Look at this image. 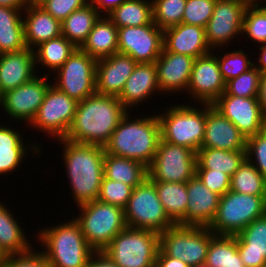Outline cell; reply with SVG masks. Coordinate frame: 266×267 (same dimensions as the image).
<instances>
[{
  "mask_svg": "<svg viewBox=\"0 0 266 267\" xmlns=\"http://www.w3.org/2000/svg\"><path fill=\"white\" fill-rule=\"evenodd\" d=\"M137 62L128 55L116 53L97 60L96 93L119 97Z\"/></svg>",
  "mask_w": 266,
  "mask_h": 267,
  "instance_id": "obj_21",
  "label": "cell"
},
{
  "mask_svg": "<svg viewBox=\"0 0 266 267\" xmlns=\"http://www.w3.org/2000/svg\"><path fill=\"white\" fill-rule=\"evenodd\" d=\"M107 16L117 28L152 24V0H126Z\"/></svg>",
  "mask_w": 266,
  "mask_h": 267,
  "instance_id": "obj_35",
  "label": "cell"
},
{
  "mask_svg": "<svg viewBox=\"0 0 266 267\" xmlns=\"http://www.w3.org/2000/svg\"><path fill=\"white\" fill-rule=\"evenodd\" d=\"M158 91L160 88L155 63H137L118 98L128 110Z\"/></svg>",
  "mask_w": 266,
  "mask_h": 267,
  "instance_id": "obj_26",
  "label": "cell"
},
{
  "mask_svg": "<svg viewBox=\"0 0 266 267\" xmlns=\"http://www.w3.org/2000/svg\"><path fill=\"white\" fill-rule=\"evenodd\" d=\"M101 14L88 3L82 8L73 11L63 22L62 35L76 48H80L94 27Z\"/></svg>",
  "mask_w": 266,
  "mask_h": 267,
  "instance_id": "obj_32",
  "label": "cell"
},
{
  "mask_svg": "<svg viewBox=\"0 0 266 267\" xmlns=\"http://www.w3.org/2000/svg\"><path fill=\"white\" fill-rule=\"evenodd\" d=\"M266 214V196L229 190L220 196L216 215L208 226L215 235L234 236L255 219Z\"/></svg>",
  "mask_w": 266,
  "mask_h": 267,
  "instance_id": "obj_6",
  "label": "cell"
},
{
  "mask_svg": "<svg viewBox=\"0 0 266 267\" xmlns=\"http://www.w3.org/2000/svg\"><path fill=\"white\" fill-rule=\"evenodd\" d=\"M0 6H6L13 9L24 10L26 7L25 0H0Z\"/></svg>",
  "mask_w": 266,
  "mask_h": 267,
  "instance_id": "obj_55",
  "label": "cell"
},
{
  "mask_svg": "<svg viewBox=\"0 0 266 267\" xmlns=\"http://www.w3.org/2000/svg\"><path fill=\"white\" fill-rule=\"evenodd\" d=\"M218 1L238 2L245 5L246 7L256 6L258 3V0H218Z\"/></svg>",
  "mask_w": 266,
  "mask_h": 267,
  "instance_id": "obj_56",
  "label": "cell"
},
{
  "mask_svg": "<svg viewBox=\"0 0 266 267\" xmlns=\"http://www.w3.org/2000/svg\"><path fill=\"white\" fill-rule=\"evenodd\" d=\"M187 91L194 97V102L210 105L225 92V81L214 52L194 60Z\"/></svg>",
  "mask_w": 266,
  "mask_h": 267,
  "instance_id": "obj_17",
  "label": "cell"
},
{
  "mask_svg": "<svg viewBox=\"0 0 266 267\" xmlns=\"http://www.w3.org/2000/svg\"><path fill=\"white\" fill-rule=\"evenodd\" d=\"M163 47V30L154 22L118 28V53L131 56L137 63H155Z\"/></svg>",
  "mask_w": 266,
  "mask_h": 267,
  "instance_id": "obj_15",
  "label": "cell"
},
{
  "mask_svg": "<svg viewBox=\"0 0 266 267\" xmlns=\"http://www.w3.org/2000/svg\"><path fill=\"white\" fill-rule=\"evenodd\" d=\"M48 74L35 76L32 80L9 90L0 96V108L14 120L31 124L51 86Z\"/></svg>",
  "mask_w": 266,
  "mask_h": 267,
  "instance_id": "obj_14",
  "label": "cell"
},
{
  "mask_svg": "<svg viewBox=\"0 0 266 267\" xmlns=\"http://www.w3.org/2000/svg\"><path fill=\"white\" fill-rule=\"evenodd\" d=\"M230 190L255 196H266V178L246 158L231 176Z\"/></svg>",
  "mask_w": 266,
  "mask_h": 267,
  "instance_id": "obj_39",
  "label": "cell"
},
{
  "mask_svg": "<svg viewBox=\"0 0 266 267\" xmlns=\"http://www.w3.org/2000/svg\"><path fill=\"white\" fill-rule=\"evenodd\" d=\"M196 152L160 139L158 149L147 167L151 181L186 183L196 174Z\"/></svg>",
  "mask_w": 266,
  "mask_h": 267,
  "instance_id": "obj_11",
  "label": "cell"
},
{
  "mask_svg": "<svg viewBox=\"0 0 266 267\" xmlns=\"http://www.w3.org/2000/svg\"><path fill=\"white\" fill-rule=\"evenodd\" d=\"M202 105L201 109L186 103L172 105L165 114H158L161 139L197 152L202 147L206 123V104Z\"/></svg>",
  "mask_w": 266,
  "mask_h": 267,
  "instance_id": "obj_7",
  "label": "cell"
},
{
  "mask_svg": "<svg viewBox=\"0 0 266 267\" xmlns=\"http://www.w3.org/2000/svg\"><path fill=\"white\" fill-rule=\"evenodd\" d=\"M133 189V187L123 182L110 180L104 177L101 182L100 194L97 200L125 209Z\"/></svg>",
  "mask_w": 266,
  "mask_h": 267,
  "instance_id": "obj_44",
  "label": "cell"
},
{
  "mask_svg": "<svg viewBox=\"0 0 266 267\" xmlns=\"http://www.w3.org/2000/svg\"><path fill=\"white\" fill-rule=\"evenodd\" d=\"M215 3L216 0H187L182 23L205 28L212 17Z\"/></svg>",
  "mask_w": 266,
  "mask_h": 267,
  "instance_id": "obj_45",
  "label": "cell"
},
{
  "mask_svg": "<svg viewBox=\"0 0 266 267\" xmlns=\"http://www.w3.org/2000/svg\"><path fill=\"white\" fill-rule=\"evenodd\" d=\"M196 175L210 191L220 196H223L230 190L231 177L223 172L211 169H196Z\"/></svg>",
  "mask_w": 266,
  "mask_h": 267,
  "instance_id": "obj_48",
  "label": "cell"
},
{
  "mask_svg": "<svg viewBox=\"0 0 266 267\" xmlns=\"http://www.w3.org/2000/svg\"><path fill=\"white\" fill-rule=\"evenodd\" d=\"M7 256L8 255L0 248V267L4 266V263H5Z\"/></svg>",
  "mask_w": 266,
  "mask_h": 267,
  "instance_id": "obj_58",
  "label": "cell"
},
{
  "mask_svg": "<svg viewBox=\"0 0 266 267\" xmlns=\"http://www.w3.org/2000/svg\"><path fill=\"white\" fill-rule=\"evenodd\" d=\"M127 112L118 97L95 93L78 102L64 139L104 147Z\"/></svg>",
  "mask_w": 266,
  "mask_h": 267,
  "instance_id": "obj_1",
  "label": "cell"
},
{
  "mask_svg": "<svg viewBox=\"0 0 266 267\" xmlns=\"http://www.w3.org/2000/svg\"><path fill=\"white\" fill-rule=\"evenodd\" d=\"M202 147L228 151L246 150L247 139L238 128L212 105L206 104Z\"/></svg>",
  "mask_w": 266,
  "mask_h": 267,
  "instance_id": "obj_20",
  "label": "cell"
},
{
  "mask_svg": "<svg viewBox=\"0 0 266 267\" xmlns=\"http://www.w3.org/2000/svg\"><path fill=\"white\" fill-rule=\"evenodd\" d=\"M126 0H90V3L103 15H108Z\"/></svg>",
  "mask_w": 266,
  "mask_h": 267,
  "instance_id": "obj_52",
  "label": "cell"
},
{
  "mask_svg": "<svg viewBox=\"0 0 266 267\" xmlns=\"http://www.w3.org/2000/svg\"><path fill=\"white\" fill-rule=\"evenodd\" d=\"M196 267H213V266H210V265H206V264H202V265H198Z\"/></svg>",
  "mask_w": 266,
  "mask_h": 267,
  "instance_id": "obj_59",
  "label": "cell"
},
{
  "mask_svg": "<svg viewBox=\"0 0 266 267\" xmlns=\"http://www.w3.org/2000/svg\"><path fill=\"white\" fill-rule=\"evenodd\" d=\"M46 0H25V4L27 6H40L43 4Z\"/></svg>",
  "mask_w": 266,
  "mask_h": 267,
  "instance_id": "obj_57",
  "label": "cell"
},
{
  "mask_svg": "<svg viewBox=\"0 0 266 267\" xmlns=\"http://www.w3.org/2000/svg\"><path fill=\"white\" fill-rule=\"evenodd\" d=\"M80 49L96 60L118 53V28L101 15Z\"/></svg>",
  "mask_w": 266,
  "mask_h": 267,
  "instance_id": "obj_28",
  "label": "cell"
},
{
  "mask_svg": "<svg viewBox=\"0 0 266 267\" xmlns=\"http://www.w3.org/2000/svg\"><path fill=\"white\" fill-rule=\"evenodd\" d=\"M90 0H46L40 5L55 19L63 22L73 11L84 7Z\"/></svg>",
  "mask_w": 266,
  "mask_h": 267,
  "instance_id": "obj_47",
  "label": "cell"
},
{
  "mask_svg": "<svg viewBox=\"0 0 266 267\" xmlns=\"http://www.w3.org/2000/svg\"><path fill=\"white\" fill-rule=\"evenodd\" d=\"M187 0H152L153 22L161 29L182 23Z\"/></svg>",
  "mask_w": 266,
  "mask_h": 267,
  "instance_id": "obj_40",
  "label": "cell"
},
{
  "mask_svg": "<svg viewBox=\"0 0 266 267\" xmlns=\"http://www.w3.org/2000/svg\"><path fill=\"white\" fill-rule=\"evenodd\" d=\"M38 252V253H37ZM3 267H51L48 259L41 251L33 248L26 253L8 255Z\"/></svg>",
  "mask_w": 266,
  "mask_h": 267,
  "instance_id": "obj_49",
  "label": "cell"
},
{
  "mask_svg": "<svg viewBox=\"0 0 266 267\" xmlns=\"http://www.w3.org/2000/svg\"><path fill=\"white\" fill-rule=\"evenodd\" d=\"M205 264L213 267H245L238 253L235 235H215L209 244Z\"/></svg>",
  "mask_w": 266,
  "mask_h": 267,
  "instance_id": "obj_38",
  "label": "cell"
},
{
  "mask_svg": "<svg viewBox=\"0 0 266 267\" xmlns=\"http://www.w3.org/2000/svg\"><path fill=\"white\" fill-rule=\"evenodd\" d=\"M21 136L19 131L0 124V175L14 172L28 154Z\"/></svg>",
  "mask_w": 266,
  "mask_h": 267,
  "instance_id": "obj_34",
  "label": "cell"
},
{
  "mask_svg": "<svg viewBox=\"0 0 266 267\" xmlns=\"http://www.w3.org/2000/svg\"><path fill=\"white\" fill-rule=\"evenodd\" d=\"M246 159V150L228 151L201 147L196 152V169H211L230 177Z\"/></svg>",
  "mask_w": 266,
  "mask_h": 267,
  "instance_id": "obj_31",
  "label": "cell"
},
{
  "mask_svg": "<svg viewBox=\"0 0 266 267\" xmlns=\"http://www.w3.org/2000/svg\"><path fill=\"white\" fill-rule=\"evenodd\" d=\"M76 49L63 35L50 39L33 49L35 64L38 66L39 63L55 73Z\"/></svg>",
  "mask_w": 266,
  "mask_h": 267,
  "instance_id": "obj_37",
  "label": "cell"
},
{
  "mask_svg": "<svg viewBox=\"0 0 266 267\" xmlns=\"http://www.w3.org/2000/svg\"><path fill=\"white\" fill-rule=\"evenodd\" d=\"M87 267H119L103 251H94L90 256Z\"/></svg>",
  "mask_w": 266,
  "mask_h": 267,
  "instance_id": "obj_50",
  "label": "cell"
},
{
  "mask_svg": "<svg viewBox=\"0 0 266 267\" xmlns=\"http://www.w3.org/2000/svg\"><path fill=\"white\" fill-rule=\"evenodd\" d=\"M168 217L177 224L185 215L188 202L186 183L152 181Z\"/></svg>",
  "mask_w": 266,
  "mask_h": 267,
  "instance_id": "obj_36",
  "label": "cell"
},
{
  "mask_svg": "<svg viewBox=\"0 0 266 267\" xmlns=\"http://www.w3.org/2000/svg\"><path fill=\"white\" fill-rule=\"evenodd\" d=\"M246 6L238 2L216 0L212 17L206 27V40L211 50L230 44V40L242 35ZM229 42V43H228Z\"/></svg>",
  "mask_w": 266,
  "mask_h": 267,
  "instance_id": "obj_18",
  "label": "cell"
},
{
  "mask_svg": "<svg viewBox=\"0 0 266 267\" xmlns=\"http://www.w3.org/2000/svg\"><path fill=\"white\" fill-rule=\"evenodd\" d=\"M159 233L126 227L103 250L119 267H155Z\"/></svg>",
  "mask_w": 266,
  "mask_h": 267,
  "instance_id": "obj_8",
  "label": "cell"
},
{
  "mask_svg": "<svg viewBox=\"0 0 266 267\" xmlns=\"http://www.w3.org/2000/svg\"><path fill=\"white\" fill-rule=\"evenodd\" d=\"M127 227L162 233L175 225L163 208L155 184L147 177L137 185L124 209Z\"/></svg>",
  "mask_w": 266,
  "mask_h": 267,
  "instance_id": "obj_10",
  "label": "cell"
},
{
  "mask_svg": "<svg viewBox=\"0 0 266 267\" xmlns=\"http://www.w3.org/2000/svg\"><path fill=\"white\" fill-rule=\"evenodd\" d=\"M22 15L26 47L34 49L42 42L62 35L61 22L40 6H27ZM26 16H25V15Z\"/></svg>",
  "mask_w": 266,
  "mask_h": 267,
  "instance_id": "obj_27",
  "label": "cell"
},
{
  "mask_svg": "<svg viewBox=\"0 0 266 267\" xmlns=\"http://www.w3.org/2000/svg\"><path fill=\"white\" fill-rule=\"evenodd\" d=\"M78 208L81 212L75 220L94 251H103L127 227L124 209L113 204L94 200Z\"/></svg>",
  "mask_w": 266,
  "mask_h": 267,
  "instance_id": "obj_5",
  "label": "cell"
},
{
  "mask_svg": "<svg viewBox=\"0 0 266 267\" xmlns=\"http://www.w3.org/2000/svg\"><path fill=\"white\" fill-rule=\"evenodd\" d=\"M78 102L51 85L40 105L31 128L46 132L49 137L64 139L73 122Z\"/></svg>",
  "mask_w": 266,
  "mask_h": 267,
  "instance_id": "obj_13",
  "label": "cell"
},
{
  "mask_svg": "<svg viewBox=\"0 0 266 267\" xmlns=\"http://www.w3.org/2000/svg\"><path fill=\"white\" fill-rule=\"evenodd\" d=\"M33 49L0 54V96L37 76ZM35 71V72H34Z\"/></svg>",
  "mask_w": 266,
  "mask_h": 267,
  "instance_id": "obj_23",
  "label": "cell"
},
{
  "mask_svg": "<svg viewBox=\"0 0 266 267\" xmlns=\"http://www.w3.org/2000/svg\"><path fill=\"white\" fill-rule=\"evenodd\" d=\"M22 10L0 6V54L26 48Z\"/></svg>",
  "mask_w": 266,
  "mask_h": 267,
  "instance_id": "obj_29",
  "label": "cell"
},
{
  "mask_svg": "<svg viewBox=\"0 0 266 267\" xmlns=\"http://www.w3.org/2000/svg\"><path fill=\"white\" fill-rule=\"evenodd\" d=\"M215 234L204 226L178 225L159 234V248L169 257L189 267L205 264L208 247Z\"/></svg>",
  "mask_w": 266,
  "mask_h": 267,
  "instance_id": "obj_9",
  "label": "cell"
},
{
  "mask_svg": "<svg viewBox=\"0 0 266 267\" xmlns=\"http://www.w3.org/2000/svg\"><path fill=\"white\" fill-rule=\"evenodd\" d=\"M67 222L40 230L37 241L45 246L41 252L51 267H87L94 250L88 245L78 222L74 218Z\"/></svg>",
  "mask_w": 266,
  "mask_h": 267,
  "instance_id": "obj_4",
  "label": "cell"
},
{
  "mask_svg": "<svg viewBox=\"0 0 266 267\" xmlns=\"http://www.w3.org/2000/svg\"><path fill=\"white\" fill-rule=\"evenodd\" d=\"M195 58L168 52L164 47L155 61L160 92L187 91Z\"/></svg>",
  "mask_w": 266,
  "mask_h": 267,
  "instance_id": "obj_22",
  "label": "cell"
},
{
  "mask_svg": "<svg viewBox=\"0 0 266 267\" xmlns=\"http://www.w3.org/2000/svg\"><path fill=\"white\" fill-rule=\"evenodd\" d=\"M235 237L244 266L263 267L266 263V214L252 221Z\"/></svg>",
  "mask_w": 266,
  "mask_h": 267,
  "instance_id": "obj_25",
  "label": "cell"
},
{
  "mask_svg": "<svg viewBox=\"0 0 266 267\" xmlns=\"http://www.w3.org/2000/svg\"><path fill=\"white\" fill-rule=\"evenodd\" d=\"M244 34L254 43L266 44V5L258 3L246 8L242 28Z\"/></svg>",
  "mask_w": 266,
  "mask_h": 267,
  "instance_id": "obj_42",
  "label": "cell"
},
{
  "mask_svg": "<svg viewBox=\"0 0 266 267\" xmlns=\"http://www.w3.org/2000/svg\"><path fill=\"white\" fill-rule=\"evenodd\" d=\"M164 48L168 52L198 58L211 52L205 28L180 23L163 31Z\"/></svg>",
  "mask_w": 266,
  "mask_h": 267,
  "instance_id": "obj_24",
  "label": "cell"
},
{
  "mask_svg": "<svg viewBox=\"0 0 266 267\" xmlns=\"http://www.w3.org/2000/svg\"><path fill=\"white\" fill-rule=\"evenodd\" d=\"M19 225L9 208L0 201V248L7 255L23 254L32 249L33 245Z\"/></svg>",
  "mask_w": 266,
  "mask_h": 267,
  "instance_id": "obj_33",
  "label": "cell"
},
{
  "mask_svg": "<svg viewBox=\"0 0 266 267\" xmlns=\"http://www.w3.org/2000/svg\"><path fill=\"white\" fill-rule=\"evenodd\" d=\"M186 189V215L177 224L208 227L216 215L220 195L210 191L196 174L186 182Z\"/></svg>",
  "mask_w": 266,
  "mask_h": 267,
  "instance_id": "obj_19",
  "label": "cell"
},
{
  "mask_svg": "<svg viewBox=\"0 0 266 267\" xmlns=\"http://www.w3.org/2000/svg\"><path fill=\"white\" fill-rule=\"evenodd\" d=\"M155 267H189L186 263L178 258L167 256L160 248L156 256Z\"/></svg>",
  "mask_w": 266,
  "mask_h": 267,
  "instance_id": "obj_51",
  "label": "cell"
},
{
  "mask_svg": "<svg viewBox=\"0 0 266 267\" xmlns=\"http://www.w3.org/2000/svg\"><path fill=\"white\" fill-rule=\"evenodd\" d=\"M63 145V163L77 206L97 200L104 178L105 148L59 139Z\"/></svg>",
  "mask_w": 266,
  "mask_h": 267,
  "instance_id": "obj_2",
  "label": "cell"
},
{
  "mask_svg": "<svg viewBox=\"0 0 266 267\" xmlns=\"http://www.w3.org/2000/svg\"><path fill=\"white\" fill-rule=\"evenodd\" d=\"M261 72L253 66L248 71L225 83V92L222 95L238 97H258Z\"/></svg>",
  "mask_w": 266,
  "mask_h": 267,
  "instance_id": "obj_41",
  "label": "cell"
},
{
  "mask_svg": "<svg viewBox=\"0 0 266 267\" xmlns=\"http://www.w3.org/2000/svg\"><path fill=\"white\" fill-rule=\"evenodd\" d=\"M212 106L249 138L266 128L258 97L221 95Z\"/></svg>",
  "mask_w": 266,
  "mask_h": 267,
  "instance_id": "obj_16",
  "label": "cell"
},
{
  "mask_svg": "<svg viewBox=\"0 0 266 267\" xmlns=\"http://www.w3.org/2000/svg\"><path fill=\"white\" fill-rule=\"evenodd\" d=\"M260 56L257 61V65L254 66L261 72V74L266 73V44H261L260 46Z\"/></svg>",
  "mask_w": 266,
  "mask_h": 267,
  "instance_id": "obj_54",
  "label": "cell"
},
{
  "mask_svg": "<svg viewBox=\"0 0 266 267\" xmlns=\"http://www.w3.org/2000/svg\"><path fill=\"white\" fill-rule=\"evenodd\" d=\"M246 158L266 178V128L247 138Z\"/></svg>",
  "mask_w": 266,
  "mask_h": 267,
  "instance_id": "obj_46",
  "label": "cell"
},
{
  "mask_svg": "<svg viewBox=\"0 0 266 267\" xmlns=\"http://www.w3.org/2000/svg\"><path fill=\"white\" fill-rule=\"evenodd\" d=\"M220 72L225 83L233 78L238 77L254 66L253 61L248 58V54L244 50L227 52L217 57Z\"/></svg>",
  "mask_w": 266,
  "mask_h": 267,
  "instance_id": "obj_43",
  "label": "cell"
},
{
  "mask_svg": "<svg viewBox=\"0 0 266 267\" xmlns=\"http://www.w3.org/2000/svg\"><path fill=\"white\" fill-rule=\"evenodd\" d=\"M130 112L122 118L104 146L105 152L117 157H124L149 166L155 157L161 139L158 116L130 119Z\"/></svg>",
  "mask_w": 266,
  "mask_h": 267,
  "instance_id": "obj_3",
  "label": "cell"
},
{
  "mask_svg": "<svg viewBox=\"0 0 266 267\" xmlns=\"http://www.w3.org/2000/svg\"><path fill=\"white\" fill-rule=\"evenodd\" d=\"M104 177L135 188L148 177V170L142 162L113 156L105 152Z\"/></svg>",
  "mask_w": 266,
  "mask_h": 267,
  "instance_id": "obj_30",
  "label": "cell"
},
{
  "mask_svg": "<svg viewBox=\"0 0 266 267\" xmlns=\"http://www.w3.org/2000/svg\"><path fill=\"white\" fill-rule=\"evenodd\" d=\"M258 101L261 106L263 117L266 120V73L261 74Z\"/></svg>",
  "mask_w": 266,
  "mask_h": 267,
  "instance_id": "obj_53",
  "label": "cell"
},
{
  "mask_svg": "<svg viewBox=\"0 0 266 267\" xmlns=\"http://www.w3.org/2000/svg\"><path fill=\"white\" fill-rule=\"evenodd\" d=\"M96 65L95 58L77 48L56 71L52 85L81 102L96 93Z\"/></svg>",
  "mask_w": 266,
  "mask_h": 267,
  "instance_id": "obj_12",
  "label": "cell"
}]
</instances>
